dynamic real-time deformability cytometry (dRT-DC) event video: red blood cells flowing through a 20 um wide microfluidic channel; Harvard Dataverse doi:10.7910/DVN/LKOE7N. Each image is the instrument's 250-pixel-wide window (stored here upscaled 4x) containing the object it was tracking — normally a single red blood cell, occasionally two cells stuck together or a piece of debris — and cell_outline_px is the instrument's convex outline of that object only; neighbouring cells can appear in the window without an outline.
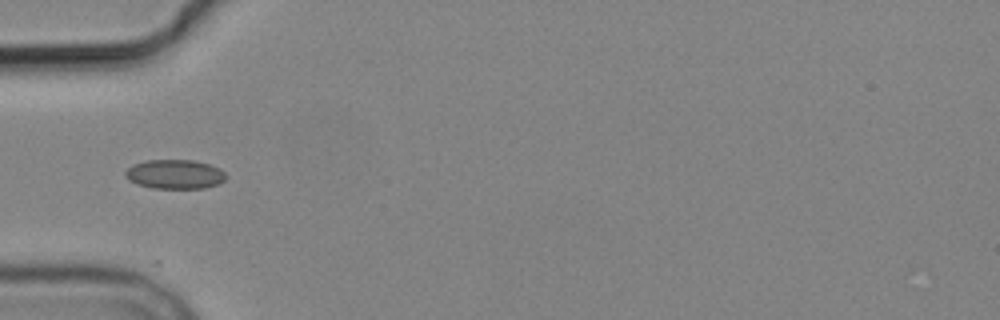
{"species": "common noctule bat (a hibernating species)", "species_latin": "Nyctalus noctula", "temperature_condition": "cold", "stored_images_in_passage": 6, "camera_frame_rate_fps": 3000, "um_per_image_px": 0.085, "animal": {"sex": "male", "body_mass_g": 19.2, "forearm_length_mm": 51.8}, "frame": {"image": 1, "passage_image": 5, "time_ms": 6.0, "image_size_px": [1000, 320], "cell_outline_px": [[228, 176], [224, 180], [216, 184], [204, 188], [152, 188], [136, 184], [128, 180], [124, 176], [124, 172], [132, 164], [148, 160], [192, 160], [208, 164], [220, 168]], "centroid_in_image_um": [14.83, 14.81], "position_along_channel_um": 70.2, "area_um2": 17.22}}